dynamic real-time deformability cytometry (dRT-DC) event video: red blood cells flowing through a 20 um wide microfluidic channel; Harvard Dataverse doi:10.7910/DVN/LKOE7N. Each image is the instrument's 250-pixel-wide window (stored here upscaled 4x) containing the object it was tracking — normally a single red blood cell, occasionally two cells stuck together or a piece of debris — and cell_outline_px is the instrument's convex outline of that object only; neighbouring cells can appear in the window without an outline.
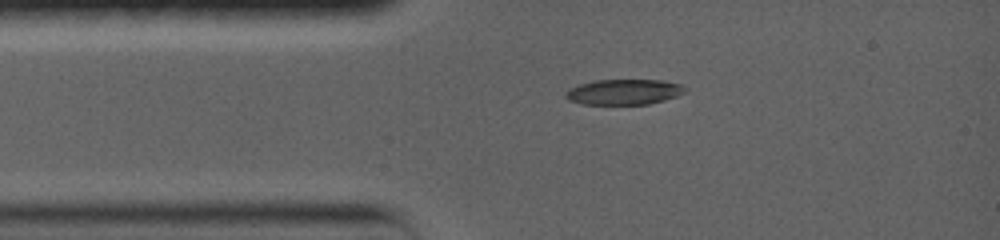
{"species": "common noctule bat (a hibernating species)", "species_latin": "Nyctalus noctula", "temperature_condition": "warm", "stored_images_in_passage": 17, "camera_frame_rate_fps": 5000, "um_per_image_px": 0.085, "animal": {"sex": "female", "body_mass_g": 19.0, "forearm_length_mm": 56.7}, "frame": {"image": 1, "passage_image": 1, "time_ms": 0.0, "image_size_px": [1000, 240], "cell_outline_px": [[684, 92], [676, 96], [664, 100], [648, 104], [584, 104], [568, 100], [564, 96], [568, 88], [580, 84], [596, 80], [660, 80], [680, 84], [684, 88]], "centroid_in_image_um": [52.98, 7.81], "position_along_channel_um": 32.0, "area_um2": 17.51}}
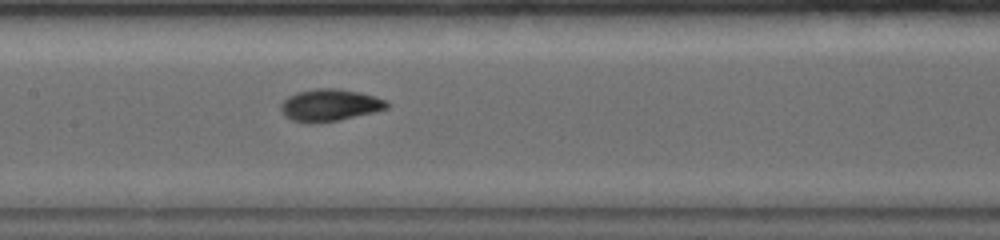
{"frame": {"image": 2, "passage_image": 7, "time_ms": 4.4, "image_size_px": [1000, 240], "cell_outline_px": [[388, 108], [376, 112], [340, 120], [312, 124], [308, 124], [292, 120], [284, 116], [280, 112], [280, 104], [288, 96], [296, 92], [316, 88], [336, 88], [360, 92], [376, 96], [388, 100]], "centroid_in_image_um": [28.02, 8.94], "position_along_channel_um": 179.4, "area_um2": 20.29}}
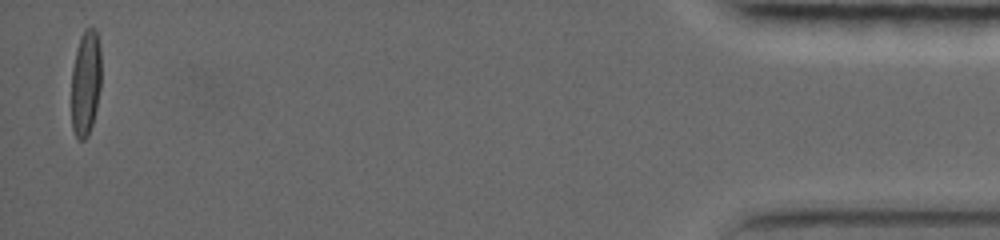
{"frame": {"image": 3, "passage_image": 17, "time_ms": 14.6, "image_size_px": [1000, 240], "cell_outline_px": [[100, 88], [96, 108], [92, 124], [88, 136], [84, 140], [76, 140], [72, 128], [72, 68], [76, 52], [84, 28], [92, 28], [96, 32], [100, 48]], "centroid_in_image_um": [7.27, 7.1], "position_along_channel_um": 427.9, "area_um2": 18.21}, "authors_computed_cell_mechanics": {"area_um2": 18.7272, "velocity_mm_per_s": 3.625, "shape_relaxation_time_tau1_ms": 6.9292, "shape_relaxation_time_tau2_ms": 1.1602, "deformation_change_tau1": 0.2321, "deformation_change_tau2": 0.0367}}